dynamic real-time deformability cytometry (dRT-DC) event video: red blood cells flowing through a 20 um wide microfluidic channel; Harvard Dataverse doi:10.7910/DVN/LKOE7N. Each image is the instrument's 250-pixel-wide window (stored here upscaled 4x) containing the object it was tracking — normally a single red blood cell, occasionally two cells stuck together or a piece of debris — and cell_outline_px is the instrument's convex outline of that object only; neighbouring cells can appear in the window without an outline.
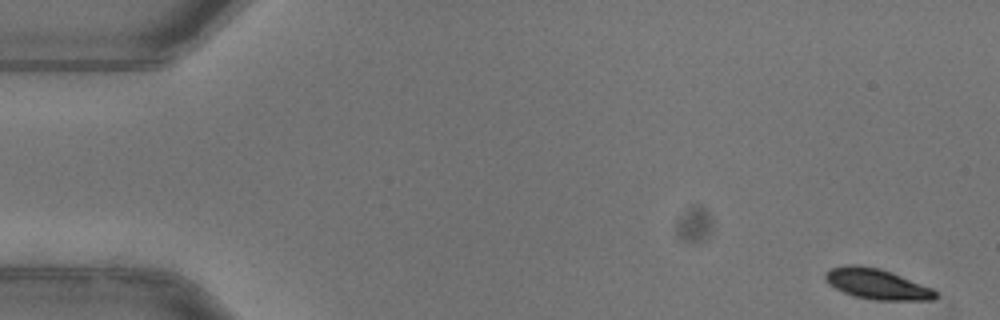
{"species": "common noctule bat (a hibernating species)", "species_latin": "Nyctalus noctula", "temperature_condition": "warm", "stored_images_in_passage": 12, "camera_frame_rate_fps": 3000, "um_per_image_px": 0.085, "animal": {"sex": "female"}, "frame": {"image": 1, "passage_image": 1, "time_ms": 0.0, "image_size_px": [1000, 320], "cell_outline_px": [[936, 296], [932, 300], [872, 300], [856, 296], [844, 292], [828, 284], [824, 280], [824, 272], [832, 268], [844, 264], [860, 264], [880, 268], [892, 272], [932, 288], [936, 292]], "centroid_in_image_um": [74.49, 24.12], "position_along_channel_um": 10.5, "area_um2": 19.71}}